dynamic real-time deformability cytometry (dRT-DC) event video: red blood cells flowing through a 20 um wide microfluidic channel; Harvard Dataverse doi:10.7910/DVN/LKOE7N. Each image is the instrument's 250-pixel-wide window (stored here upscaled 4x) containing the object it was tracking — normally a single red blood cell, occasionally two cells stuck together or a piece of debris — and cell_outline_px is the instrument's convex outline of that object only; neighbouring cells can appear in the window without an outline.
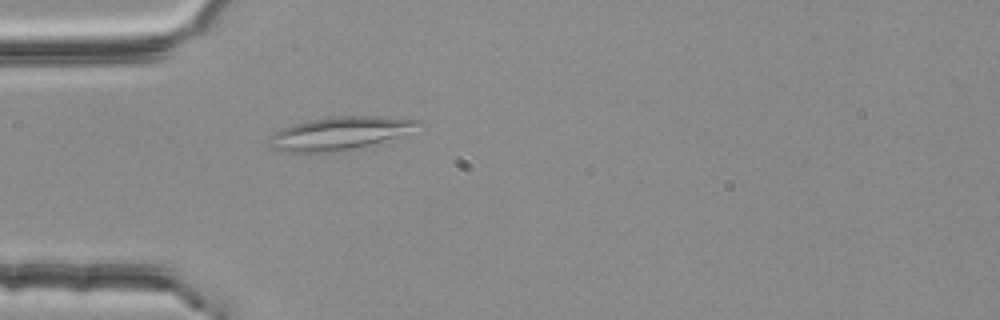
{"species": "common noctule bat (a hibernating species)", "species_latin": "Nyctalus noctula", "temperature_condition": "room temperature", "stored_images_in_passage": 4, "camera_frame_rate_fps": 3000, "um_per_image_px": 0.085, "animal": {"sex": "female", "body_mass_g": 25.1}, "frame": {"image": 1, "passage_image": 4, "time_ms": 1.0, "image_size_px": [1000, 320], "cell_outline_px": [[420, 120], [396, 136], [368, 144], [352, 148], [332, 152], [292, 152], [272, 148], [268, 144], [268, 140], [280, 128], [292, 124], [328, 116], [384, 116]], "centroid_in_image_um": [28.69, 11.31], "position_along_channel_um": 56.3, "area_um2": 27.51}}